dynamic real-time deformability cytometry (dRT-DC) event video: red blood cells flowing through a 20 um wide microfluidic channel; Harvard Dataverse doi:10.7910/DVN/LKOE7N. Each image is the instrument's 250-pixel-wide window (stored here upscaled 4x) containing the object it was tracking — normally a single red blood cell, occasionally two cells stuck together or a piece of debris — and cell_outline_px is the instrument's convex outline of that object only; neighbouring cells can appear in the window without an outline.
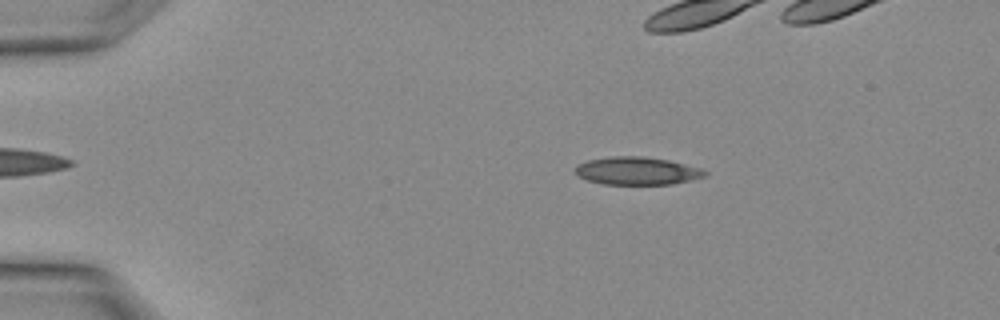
{"species": "Egyptian fruit bat (a non-hibernating species)", "species_latin": "Rousettus aegyptiacus", "temperature_condition": "warm", "stored_images_in_passage": 3, "camera_frame_rate_fps": 3000, "um_per_image_px": 0.085, "animal": {"sex": "female"}, "frame": {"image": 1, "passage_image": 1, "time_ms": 0.0, "image_size_px": [1000, 320], "cell_outline_px": [[708, 172], [704, 176], [672, 184], [604, 184], [588, 180], [580, 176], [572, 168], [576, 164], [588, 160], [612, 156], [644, 156], [668, 160], [700, 168]], "centroid_in_image_um": [54.1, 14.51], "position_along_channel_um": 30.9, "area_um2": 20.87}}
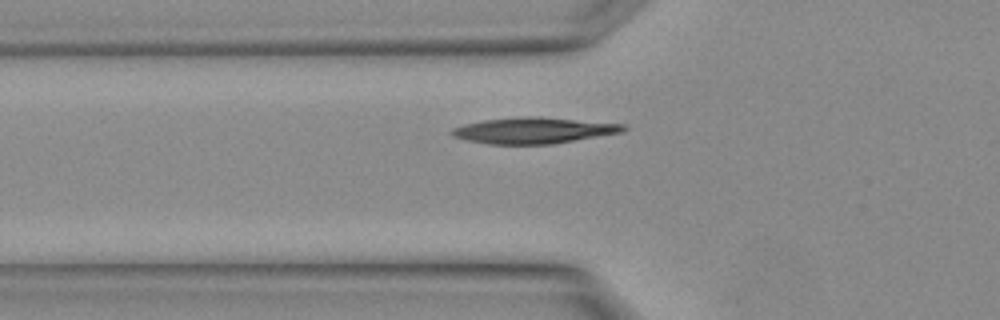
{"frame": {"image": 2, "passage_image": 3, "time_ms": 0.667, "image_size_px": [1000, 320], "cell_outline_px": [[628, 128], [620, 132], [552, 144], [488, 144], [464, 140], [452, 136], [448, 132], [452, 128], [464, 124], [484, 120], [520, 116], [540, 116], [628, 124]], "centroid_in_image_um": [45.33, 11.07], "position_along_channel_um": 80.5, "area_um2": 26.3}}